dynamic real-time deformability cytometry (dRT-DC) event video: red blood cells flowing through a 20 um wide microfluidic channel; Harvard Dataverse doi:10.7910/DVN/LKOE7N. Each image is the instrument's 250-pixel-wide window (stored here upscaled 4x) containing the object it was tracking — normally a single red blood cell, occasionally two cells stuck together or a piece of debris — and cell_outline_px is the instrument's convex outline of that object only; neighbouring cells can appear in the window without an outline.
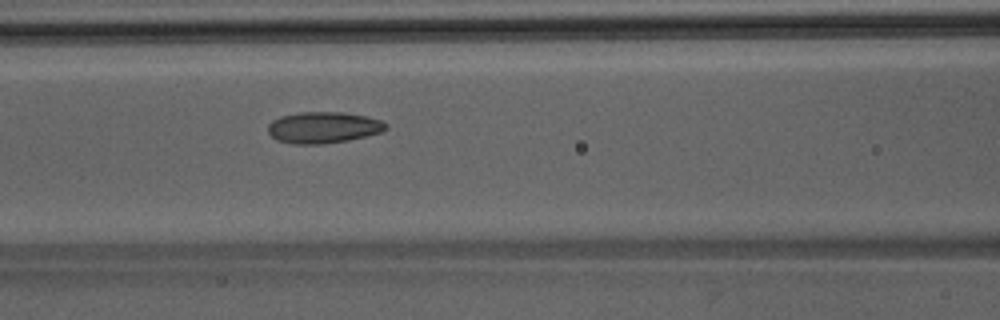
{"species": "Egyptian fruit bat (a non-hibernating species)", "species_latin": "Rousettus aegyptiacus", "temperature_condition": "room temperature", "stored_images_in_passage": 46, "camera_frame_rate_fps": 3000, "um_per_image_px": 0.085, "animal": {"sex": "male"}, "frame": {"image": 1, "passage_image": 18, "time_ms": 5.667, "image_size_px": [1000, 320], "cell_outline_px": [[388, 128], [380, 132], [368, 136], [348, 140], [324, 144], [292, 144], [276, 140], [268, 132], [268, 124], [272, 120], [280, 116], [300, 112], [344, 112], [364, 116], [380, 120], [388, 124]], "centroid_in_image_um": [27.47, 10.84], "position_along_channel_um": 139.1, "area_um2": 21.68}}
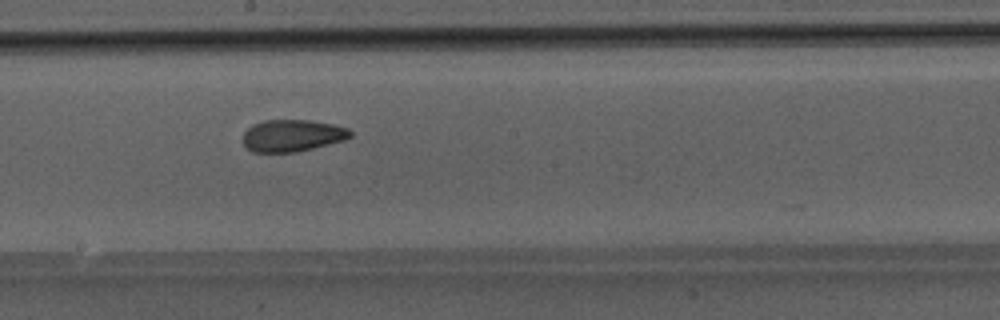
{"frame": {"image": 2, "passage_image": 24, "time_ms": 7.667, "image_size_px": [1000, 320], "cell_outline_px": [[352, 136], [344, 140], [296, 152], [252, 152], [244, 144], [244, 132], [252, 124], [264, 120], [308, 120], [332, 124], [348, 128], [352, 132]], "centroid_in_image_um": [24.84, 11.52], "position_along_channel_um": 223.4, "area_um2": 19.88}}
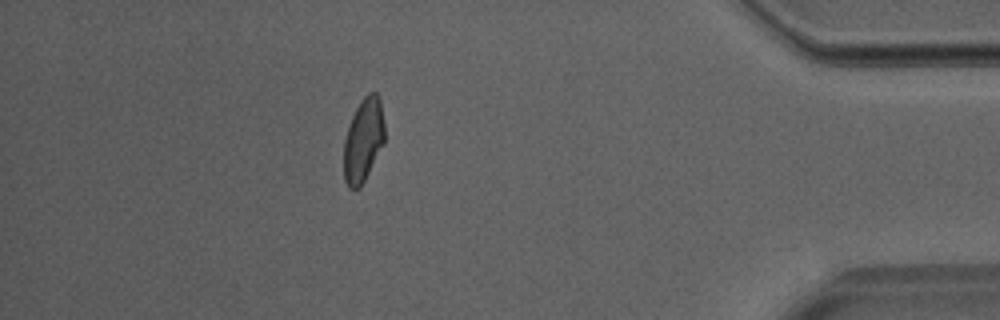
{"frame": {"image": 3, "passage_image": 40, "time_ms": 13.0, "image_size_px": [1000, 320], "cell_outline_px": [[384, 144], [360, 188], [348, 188], [344, 180], [344, 140], [352, 116], [360, 100], [368, 92], [376, 92], [380, 96], [384, 124]], "centroid_in_image_um": [30.89, 11.89], "position_along_channel_um": 404.3, "area_um2": 20.0}}